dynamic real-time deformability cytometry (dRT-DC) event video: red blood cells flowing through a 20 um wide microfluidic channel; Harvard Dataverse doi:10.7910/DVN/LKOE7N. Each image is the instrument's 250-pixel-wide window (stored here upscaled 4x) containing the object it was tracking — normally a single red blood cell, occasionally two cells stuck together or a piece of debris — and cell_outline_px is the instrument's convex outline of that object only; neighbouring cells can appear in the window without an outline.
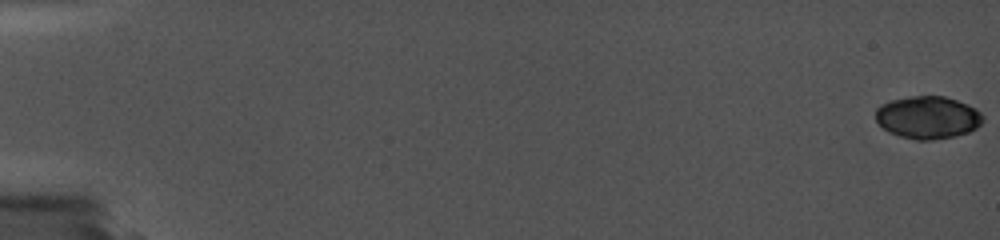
{"species": "common noctule bat (a hibernating species)", "species_latin": "Nyctalus noctula", "temperature_condition": "cold", "stored_images_in_passage": 3, "camera_frame_rate_fps": 5000, "um_per_image_px": 0.085, "animal": {"sex": "female", "body_mass_g": 19.0, "forearm_length_mm": 56.7}, "frame": {"image": 1, "passage_image": 3, "time_ms": 0.8, "image_size_px": [1000, 240], "cell_outline_px": [[980, 124], [972, 136], [940, 140], [912, 140], [900, 136], [884, 128], [876, 120], [876, 112], [884, 104], [900, 100], [924, 96], [936, 96], [952, 100], [964, 104], [972, 108], [980, 116]], "centroid_in_image_um": [78.94, 10.08], "position_along_channel_um": 6.1, "area_um2": 26.01}}